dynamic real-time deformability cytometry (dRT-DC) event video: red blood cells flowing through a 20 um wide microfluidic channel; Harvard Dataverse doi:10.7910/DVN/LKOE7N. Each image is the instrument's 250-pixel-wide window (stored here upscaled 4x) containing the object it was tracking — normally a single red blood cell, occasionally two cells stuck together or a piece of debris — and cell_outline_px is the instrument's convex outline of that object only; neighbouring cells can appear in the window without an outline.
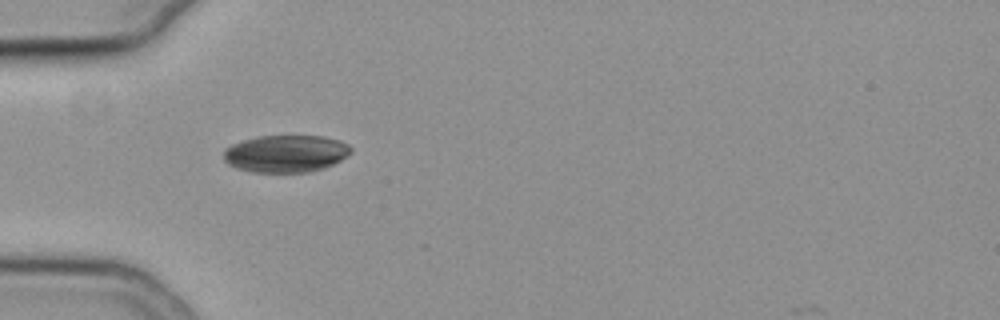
{"species": "common noctule bat (a hibernating species)", "species_latin": "Nyctalus noctula", "temperature_condition": "cold", "stored_images_in_passage": 8, "camera_frame_rate_fps": 3000, "um_per_image_px": 0.085, "animal": {"sex": "female", "body_mass_g": 19.3, "forearm_length_mm": 54.1}, "frame": {"image": 1, "passage_image": 1, "time_ms": 0.0, "image_size_px": [1000, 320], "cell_outline_px": [[352, 152], [348, 156], [324, 168], [312, 172], [252, 172], [236, 168], [228, 164], [224, 160], [224, 148], [232, 144], [256, 136], [324, 136], [340, 140], [348, 144], [352, 148]], "centroid_in_image_um": [24.31, 13.06], "position_along_channel_um": 60.7, "area_um2": 27.86}}
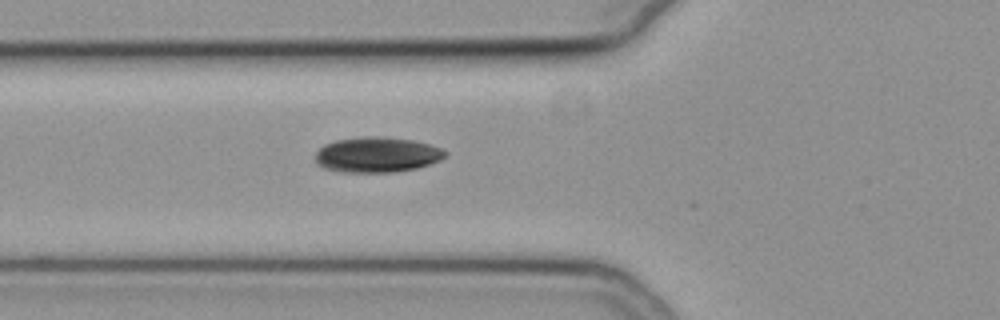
{"frame": {"image": 2, "passage_image": 4, "time_ms": 1.0, "image_size_px": [1000, 320], "cell_outline_px": [[448, 152], [440, 160], [416, 168], [396, 172], [340, 172], [324, 168], [316, 164], [316, 152], [324, 144], [336, 140], [360, 136], [384, 136], [412, 140], [428, 144], [440, 148]], "centroid_in_image_um": [32.01, 13.14], "position_along_channel_um": 93.8, "area_um2": 26.82}}
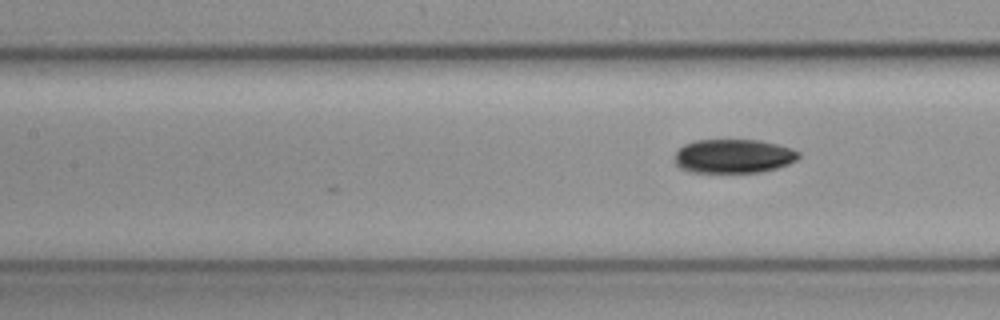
{"frame": {"image": 3, "passage_image": 8, "time_ms": 2.333, "image_size_px": [1000, 320], "cell_outline_px": [[800, 156], [796, 160], [788, 164], [776, 168], [760, 172], [688, 172], [680, 168], [676, 164], [676, 152], [684, 144], [696, 140], [760, 140], [792, 148], [800, 152]], "centroid_in_image_um": [62.36, 13.27], "position_along_channel_um": 145.0, "area_um2": 24.51}}